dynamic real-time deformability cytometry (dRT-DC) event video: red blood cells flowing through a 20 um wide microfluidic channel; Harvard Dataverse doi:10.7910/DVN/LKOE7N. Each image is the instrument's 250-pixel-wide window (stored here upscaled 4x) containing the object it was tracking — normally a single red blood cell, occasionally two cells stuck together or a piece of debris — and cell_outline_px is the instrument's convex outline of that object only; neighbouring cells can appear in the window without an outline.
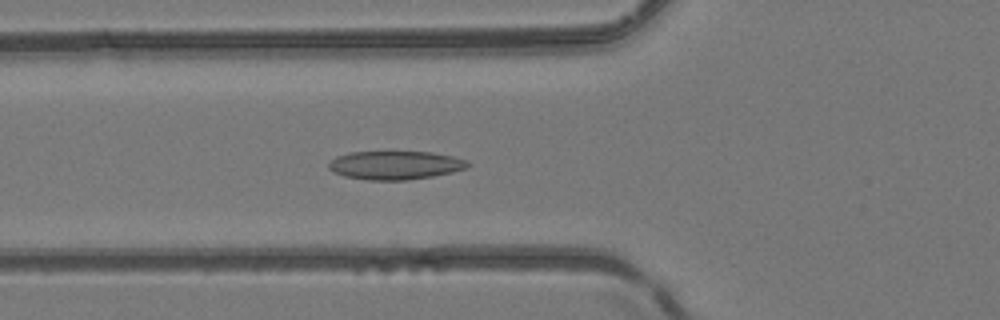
{"species": "common noctule bat (a hibernating species)", "species_latin": "Nyctalus noctula", "temperature_condition": "room temperature", "stored_images_in_passage": 51, "camera_frame_rate_fps": 3000, "um_per_image_px": 0.085, "animal": {"sex": "female", "body_mass_g": 24.6, "forearm_length_mm": 56.2}, "frame": {"image": 1, "passage_image": 19, "time_ms": 6.0, "image_size_px": [1000, 320], "cell_outline_px": [[472, 164], [464, 168], [452, 172], [432, 176], [408, 180], [368, 180], [344, 176], [332, 172], [328, 168], [328, 164], [336, 156], [348, 152], [432, 152], [452, 156], [468, 160]], "centroid_in_image_um": [33.58, 14.04], "position_along_channel_um": 92.2, "area_um2": 23.18}}
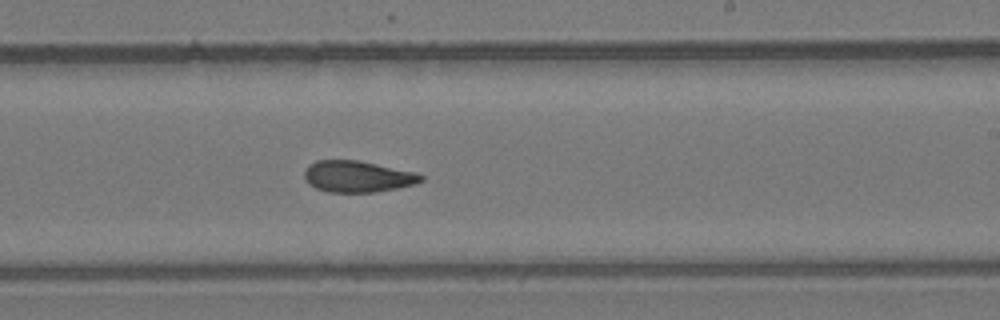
{"frame": {"image": 2, "passage_image": 31, "time_ms": 10.0, "image_size_px": [1000, 320], "cell_outline_px": [[424, 180], [416, 184], [376, 192], [328, 192], [316, 188], [308, 184], [304, 180], [304, 172], [308, 164], [316, 160], [360, 160], [416, 172], [424, 176]], "centroid_in_image_um": [30.38, 14.99], "position_along_channel_um": 258.6, "area_um2": 21.62}}
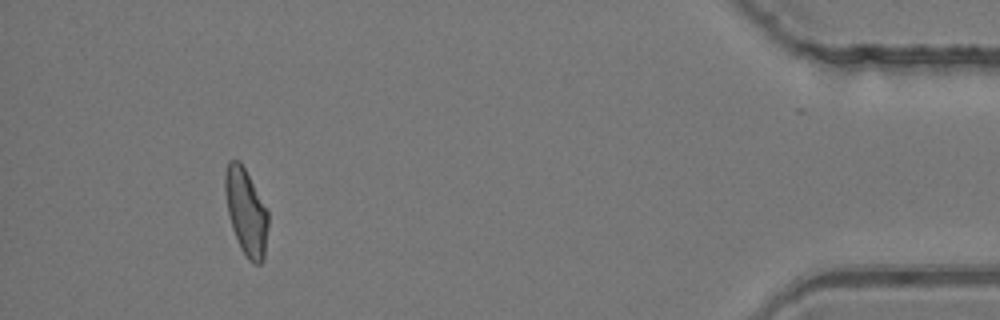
{"frame": {"image": 3, "passage_image": 47, "time_ms": 15.333, "image_size_px": [1000, 320], "cell_outline_px": [[268, 224], [264, 260], [260, 264], [256, 264], [248, 260], [240, 248], [232, 228], [228, 212], [224, 192], [224, 176], [228, 160], [240, 160], [268, 208]], "centroid_in_image_um": [20.92, 17.99], "position_along_channel_um": 414.3, "area_um2": 22.02}, "authors_computed_cell_mechanics": {"area_um2": 22.3108, "velocity_mm_per_s": 4.1483, "shape_relaxation_time_tau1_ms": null, "shape_relaxation_time_tau2_ms": 3.2047, "deformation_change_tau1": null, "deformation_change_tau2": 0.1017}}